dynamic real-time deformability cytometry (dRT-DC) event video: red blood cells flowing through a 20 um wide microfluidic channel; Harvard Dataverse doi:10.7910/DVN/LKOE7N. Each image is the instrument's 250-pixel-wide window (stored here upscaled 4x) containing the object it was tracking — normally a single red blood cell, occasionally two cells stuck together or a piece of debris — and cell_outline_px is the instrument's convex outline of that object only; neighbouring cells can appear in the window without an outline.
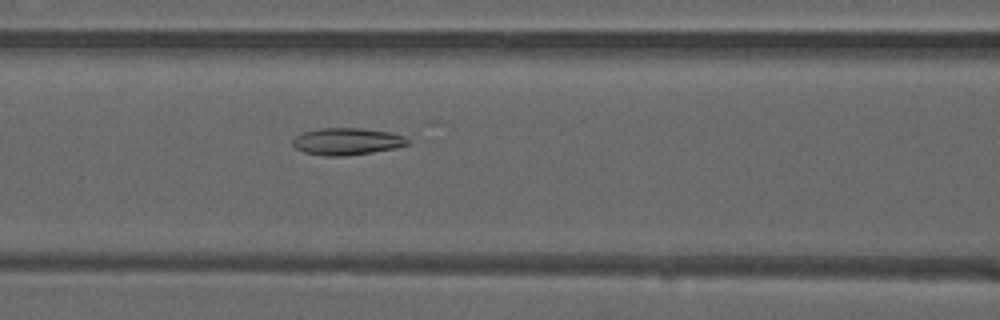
{"species": "common noctule bat (a hibernating species)", "species_latin": "Nyctalus noctula", "temperature_condition": "warm", "stored_images_in_passage": 36, "camera_frame_rate_fps": 3000, "um_per_image_px": 0.085, "animal": {"sex": "male", "forearm_length_mm": 52.5}, "frame": {"image": 1, "passage_image": 8, "time_ms": 2.333, "image_size_px": [1000, 320], "cell_outline_px": [[412, 144], [396, 148], [372, 152], [344, 156], [324, 156], [304, 152], [296, 148], [292, 144], [292, 140], [296, 136], [304, 132], [320, 128], [360, 128], [392, 132], [404, 136]], "centroid_in_image_um": [29.52, 12.02], "position_along_channel_um": 137.1, "area_um2": 18.21}}
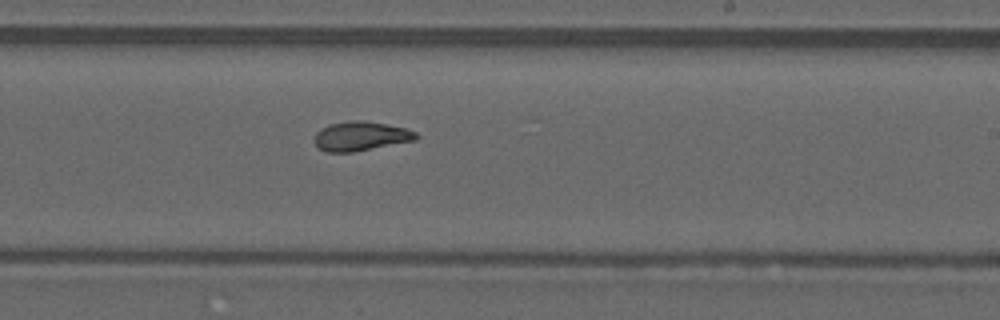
{"frame": {"image": 2, "passage_image": 17, "time_ms": 5.333, "image_size_px": [1000, 320], "cell_outline_px": [[420, 136], [416, 140], [352, 152], [328, 152], [320, 148], [312, 140], [316, 132], [320, 128], [328, 124], [352, 120], [364, 120], [404, 128], [416, 132]], "centroid_in_image_um": [30.63, 11.56], "position_along_channel_um": 258.4, "area_um2": 17.34}}
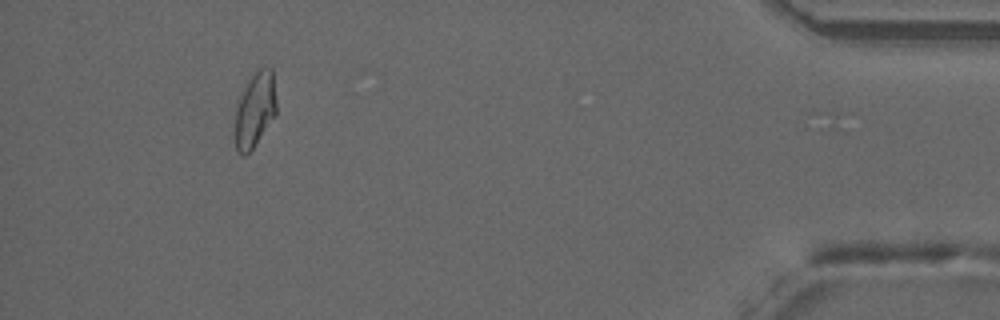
{"frame": {"image": 3, "passage_image": 33, "time_ms": 10.667, "image_size_px": [1000, 320], "cell_outline_px": [[276, 116], [252, 148], [244, 156], [236, 148], [236, 108], [240, 96], [248, 80], [260, 68], [272, 68], [276, 100]], "centroid_in_image_um": [21.7, 9.31], "position_along_channel_um": 413.5, "area_um2": 17.69}}